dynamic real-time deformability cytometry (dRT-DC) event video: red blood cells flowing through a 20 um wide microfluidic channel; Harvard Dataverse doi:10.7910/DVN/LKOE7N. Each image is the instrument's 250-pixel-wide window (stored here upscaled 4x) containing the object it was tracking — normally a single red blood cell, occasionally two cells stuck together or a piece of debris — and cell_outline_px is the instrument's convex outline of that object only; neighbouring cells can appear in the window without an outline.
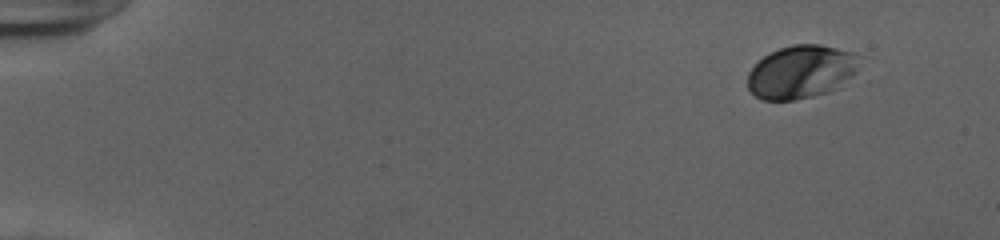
{"species": "human", "species_latin": "Homo sapiens", "temperature_condition": "cold", "stored_images_in_passage": 50, "camera_frame_rate_fps": 3000, "um_per_image_px": 0.085, "donor": {"sex": "female"}, "frame": {"image": 1, "passage_image": 1, "time_ms": 0.0, "image_size_px": [1000, 240], "cell_outline_px": [[856, 56], [852, 72], [836, 88], [828, 92], [812, 96], [792, 100], [764, 100], [756, 96], [748, 88], [748, 72], [764, 56], [780, 48], [792, 44], [820, 44], [856, 52]], "centroid_in_image_um": [68.02, 6.1], "position_along_channel_um": 17.0, "area_um2": 33.76}}
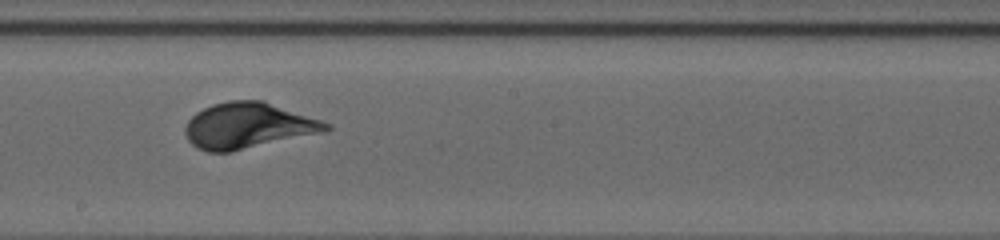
{"frame": {"image": 2, "passage_image": 28, "time_ms": 9.0, "image_size_px": [1000, 240], "cell_outline_px": [[332, 128], [328, 132], [232, 152], [208, 152], [196, 148], [188, 140], [184, 132], [184, 128], [188, 120], [196, 112], [212, 104], [228, 100], [264, 100], [332, 124]], "centroid_in_image_um": [21.12, 10.69], "position_along_channel_um": 227.1, "area_um2": 38.26}}
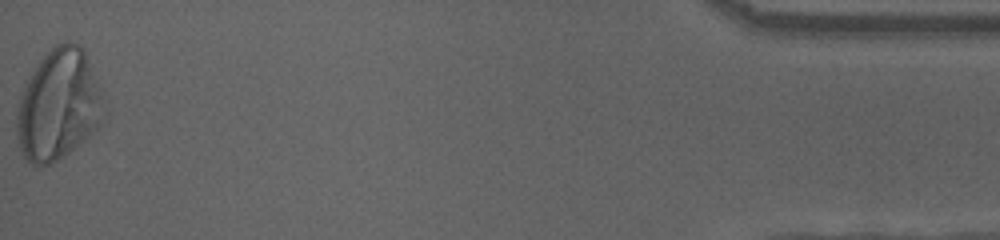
{"frame": {"image": 3, "passage_image": 50, "time_ms": 16.333, "image_size_px": [1000, 240], "cell_outline_px": [[108, 116], [88, 136], [68, 152], [56, 160], [48, 164], [32, 164], [24, 156], [20, 148], [16, 136], [16, 108], [20, 92], [24, 80], [40, 60], [56, 44], [68, 40], [80, 44], [84, 48], [104, 96], [108, 112]], "centroid_in_image_um": [4.99, 8.87], "position_along_channel_um": 430.2, "area_um2": 57.11}, "authors_computed_cell_mechanics": {"area_um2": 36.7897, "velocity_mm_per_s": 3.8896, "shape_relaxation_time_tau1_ms": 2.8141, "shape_relaxation_time_tau2_ms": null, "deformation_change_tau1": 0.1457, "deformation_change_tau2": null}}